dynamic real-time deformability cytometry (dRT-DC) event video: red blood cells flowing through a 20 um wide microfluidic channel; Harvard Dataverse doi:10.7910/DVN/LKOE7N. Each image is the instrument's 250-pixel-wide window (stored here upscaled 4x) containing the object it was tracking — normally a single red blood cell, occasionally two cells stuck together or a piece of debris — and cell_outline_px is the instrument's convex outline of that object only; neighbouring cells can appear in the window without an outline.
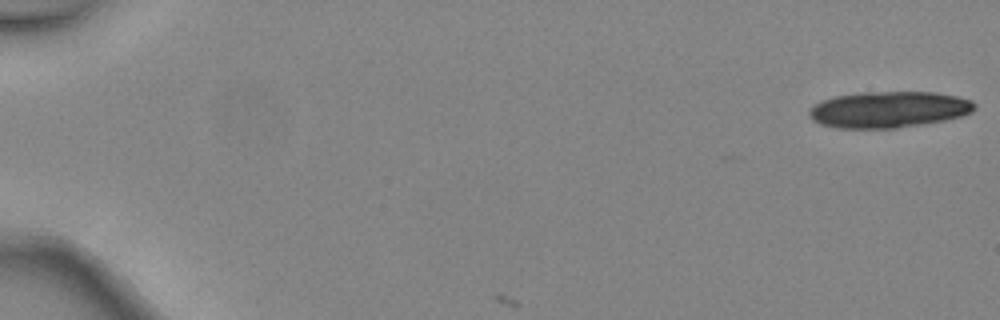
{"species": "common noctule bat (a hibernating species)", "species_latin": "Nyctalus noctula", "temperature_condition": "warm", "stored_images_in_passage": 3, "camera_frame_rate_fps": 3000, "um_per_image_px": 0.085, "animal": {"sex": "female", "body_mass_g": 24.6, "forearm_length_mm": 56.2}, "frame": {"image": 1, "passage_image": 1, "time_ms": 0.0, "image_size_px": [1000, 320], "cell_outline_px": [[976, 108], [972, 112], [964, 116], [944, 120], [896, 128], [836, 128], [820, 124], [812, 120], [808, 116], [808, 108], [820, 100], [836, 96], [864, 92], [936, 92], [956, 96], [972, 100], [976, 104]], "centroid_in_image_um": [75.52, 9.31], "position_along_channel_um": 9.5, "area_um2": 35.26}}